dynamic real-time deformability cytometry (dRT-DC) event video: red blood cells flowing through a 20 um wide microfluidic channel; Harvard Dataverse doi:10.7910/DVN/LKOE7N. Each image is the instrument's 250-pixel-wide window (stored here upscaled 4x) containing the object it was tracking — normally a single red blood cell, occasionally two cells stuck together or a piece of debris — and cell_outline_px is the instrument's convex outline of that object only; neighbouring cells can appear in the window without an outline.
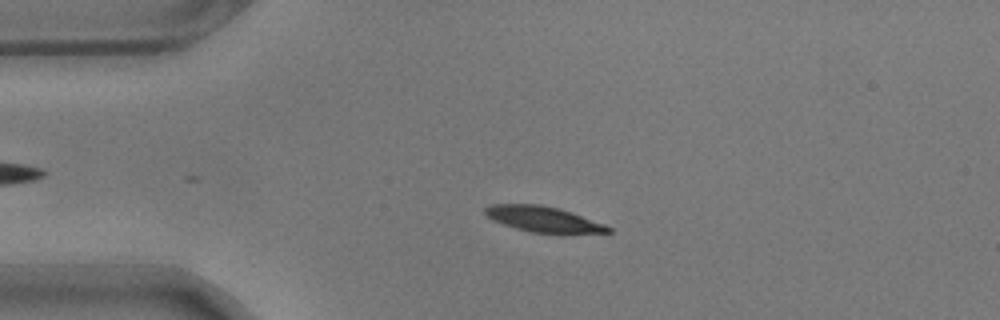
{"species": "common noctule bat (a hibernating species)", "species_latin": "Nyctalus noctula", "temperature_condition": "warm", "stored_images_in_passage": 41, "camera_frame_rate_fps": 3000, "um_per_image_px": 0.085, "animal": {"sex": "male", "body_mass_g": 17.9}, "frame": {"image": 1, "passage_image": 8, "time_ms": 2.333, "image_size_px": [1000, 320], "cell_outline_px": [[612, 232], [532, 232], [516, 228], [492, 220], [484, 212], [484, 208], [488, 204], [540, 204], [572, 212], [604, 224], [612, 228]], "centroid_in_image_um": [46.12, 18.6], "position_along_channel_um": 38.9, "area_um2": 17.86}}
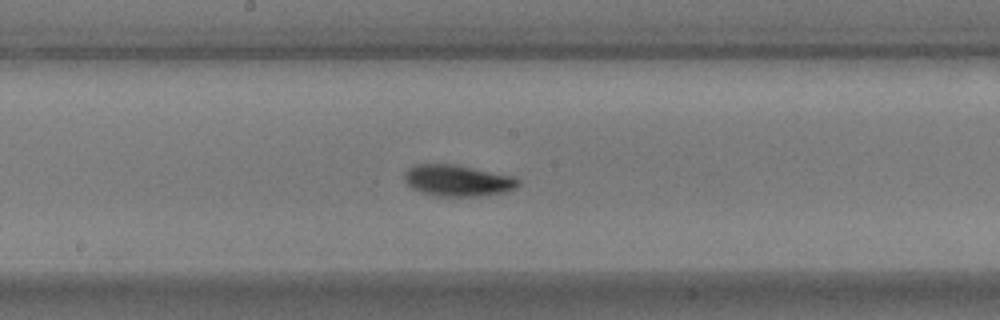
{"frame": {"image": 2, "passage_image": 25, "time_ms": 8.0, "image_size_px": [1000, 320], "cell_outline_px": [[520, 184], [516, 188], [504, 192], [480, 196], [436, 196], [420, 192], [412, 188], [404, 180], [404, 176], [408, 168], [416, 164], [456, 164], [516, 176], [520, 180]], "centroid_in_image_um": [38.93, 15.34], "position_along_channel_um": 209.3, "area_um2": 21.04}}
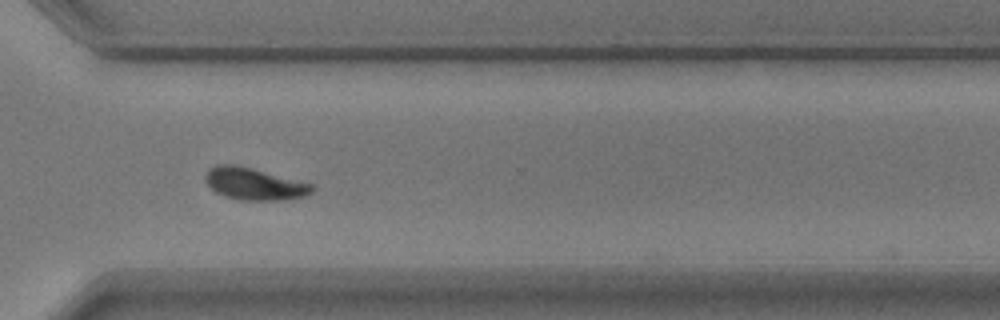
{"frame": {"image": 3, "passage_image": 37, "time_ms": 12.0, "image_size_px": [1000, 320], "cell_outline_px": [[316, 188], [312, 192], [304, 196], [284, 200], [240, 200], [224, 196], [216, 192], [204, 180], [204, 176], [208, 168], [216, 164], [232, 164], [252, 168], [312, 184]], "centroid_in_image_um": [21.58, 15.63], "position_along_channel_um": 349.0, "area_um2": 19.94}, "authors_computed_cell_mechanics": {"area_um2": 19.7676, "velocity_mm_per_s": 3.4879, "shape_relaxation_time_tau1_ms": 2.2437, "shape_relaxation_time_tau2_ms": 5.672, "deformation_change_tau1": 0.1153, "deformation_change_tau2": 0.0939}}